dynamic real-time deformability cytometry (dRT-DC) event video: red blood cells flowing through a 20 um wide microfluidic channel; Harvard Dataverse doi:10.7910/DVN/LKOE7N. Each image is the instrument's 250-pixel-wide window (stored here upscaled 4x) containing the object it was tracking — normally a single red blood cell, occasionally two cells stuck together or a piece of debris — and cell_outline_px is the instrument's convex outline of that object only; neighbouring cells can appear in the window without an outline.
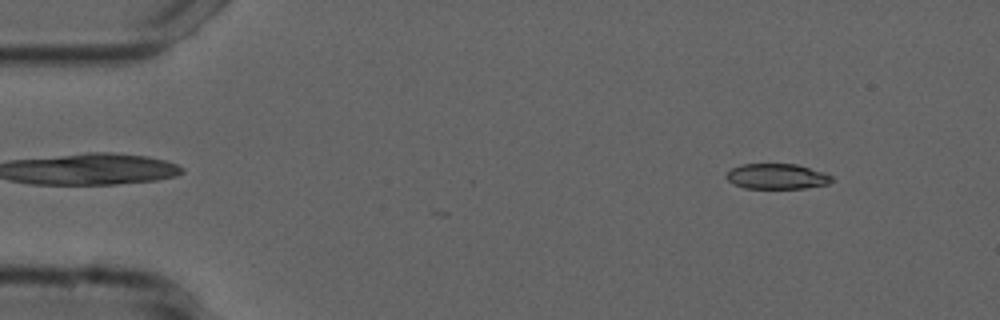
{"species": "common noctule bat (a hibernating species)", "species_latin": "Nyctalus noctula", "temperature_condition": "cold", "stored_images_in_passage": 6, "camera_frame_rate_fps": 3000, "um_per_image_px": 0.085, "animal": {"sex": "male", "forearm_length_mm": 52.5}, "frame": {"image": 1, "passage_image": 6, "time_ms": 1.667, "image_size_px": [1000, 320], "cell_outline_px": [[832, 180], [828, 184], [804, 188], [744, 188], [732, 184], [724, 176], [732, 168], [744, 164], [796, 164], [824, 172], [832, 176]], "centroid_in_image_um": [66.02, 14.99], "position_along_channel_um": 19.0, "area_um2": 15.55}}